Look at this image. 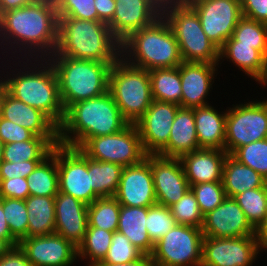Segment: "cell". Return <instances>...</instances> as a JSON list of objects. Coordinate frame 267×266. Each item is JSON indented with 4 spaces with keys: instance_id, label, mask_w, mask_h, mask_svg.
I'll list each match as a JSON object with an SVG mask.
<instances>
[{
    "instance_id": "cell-1",
    "label": "cell",
    "mask_w": 267,
    "mask_h": 266,
    "mask_svg": "<svg viewBox=\"0 0 267 266\" xmlns=\"http://www.w3.org/2000/svg\"><path fill=\"white\" fill-rule=\"evenodd\" d=\"M58 28L59 18L55 0H36L24 7L5 11L0 15V39L2 41L0 44L5 42L4 45H10L8 48L11 50L14 47L15 52L12 51L14 55L24 50L22 60L26 59V56L29 60L30 57L32 60L38 59L39 54L40 59L42 57L46 59L56 51ZM16 48L19 50L16 51Z\"/></svg>"
},
{
    "instance_id": "cell-2",
    "label": "cell",
    "mask_w": 267,
    "mask_h": 266,
    "mask_svg": "<svg viewBox=\"0 0 267 266\" xmlns=\"http://www.w3.org/2000/svg\"><path fill=\"white\" fill-rule=\"evenodd\" d=\"M129 124L107 91L102 96L78 101L65 110L58 127L59 144L79 149L89 138L118 133Z\"/></svg>"
},
{
    "instance_id": "cell-3",
    "label": "cell",
    "mask_w": 267,
    "mask_h": 266,
    "mask_svg": "<svg viewBox=\"0 0 267 266\" xmlns=\"http://www.w3.org/2000/svg\"><path fill=\"white\" fill-rule=\"evenodd\" d=\"M58 18V45L51 56H68L107 63H114L121 57V43L113 36L105 22L72 17Z\"/></svg>"
},
{
    "instance_id": "cell-4",
    "label": "cell",
    "mask_w": 267,
    "mask_h": 266,
    "mask_svg": "<svg viewBox=\"0 0 267 266\" xmlns=\"http://www.w3.org/2000/svg\"><path fill=\"white\" fill-rule=\"evenodd\" d=\"M120 53L125 62L147 71L174 68L183 62L177 39L162 15L122 41Z\"/></svg>"
},
{
    "instance_id": "cell-5",
    "label": "cell",
    "mask_w": 267,
    "mask_h": 266,
    "mask_svg": "<svg viewBox=\"0 0 267 266\" xmlns=\"http://www.w3.org/2000/svg\"><path fill=\"white\" fill-rule=\"evenodd\" d=\"M33 60L36 63L37 61H39L38 63L42 61L41 64L33 63L34 66L40 67L30 68L27 64V62L29 63L27 58V61H24L22 66L25 71L20 69V71H16V73L18 72L17 74L11 75L12 78L11 76H9L10 78L4 76L2 80L6 83L10 95L40 110L59 127L63 121L65 110L60 99L55 70L47 59L42 58L39 60L38 57V60ZM24 64H26V69ZM28 68L29 70L26 71Z\"/></svg>"
},
{
    "instance_id": "cell-6",
    "label": "cell",
    "mask_w": 267,
    "mask_h": 266,
    "mask_svg": "<svg viewBox=\"0 0 267 266\" xmlns=\"http://www.w3.org/2000/svg\"><path fill=\"white\" fill-rule=\"evenodd\" d=\"M47 59L55 70L64 110L78 101L96 98L108 91L109 72L114 63L68 56H50Z\"/></svg>"
},
{
    "instance_id": "cell-7",
    "label": "cell",
    "mask_w": 267,
    "mask_h": 266,
    "mask_svg": "<svg viewBox=\"0 0 267 266\" xmlns=\"http://www.w3.org/2000/svg\"><path fill=\"white\" fill-rule=\"evenodd\" d=\"M108 91L130 124H135L153 102L149 71L121 57L110 68Z\"/></svg>"
},
{
    "instance_id": "cell-8",
    "label": "cell",
    "mask_w": 267,
    "mask_h": 266,
    "mask_svg": "<svg viewBox=\"0 0 267 266\" xmlns=\"http://www.w3.org/2000/svg\"><path fill=\"white\" fill-rule=\"evenodd\" d=\"M177 39L184 62L219 64V48L205 34L196 11L180 0L162 12Z\"/></svg>"
},
{
    "instance_id": "cell-9",
    "label": "cell",
    "mask_w": 267,
    "mask_h": 266,
    "mask_svg": "<svg viewBox=\"0 0 267 266\" xmlns=\"http://www.w3.org/2000/svg\"><path fill=\"white\" fill-rule=\"evenodd\" d=\"M202 228L176 225L154 244L153 266H201Z\"/></svg>"
},
{
    "instance_id": "cell-10",
    "label": "cell",
    "mask_w": 267,
    "mask_h": 266,
    "mask_svg": "<svg viewBox=\"0 0 267 266\" xmlns=\"http://www.w3.org/2000/svg\"><path fill=\"white\" fill-rule=\"evenodd\" d=\"M79 149L91 159L122 167L139 164L147 156L135 124L112 135L89 138Z\"/></svg>"
},
{
    "instance_id": "cell-11",
    "label": "cell",
    "mask_w": 267,
    "mask_h": 266,
    "mask_svg": "<svg viewBox=\"0 0 267 266\" xmlns=\"http://www.w3.org/2000/svg\"><path fill=\"white\" fill-rule=\"evenodd\" d=\"M233 105L227 110L225 151L232 155L239 147L267 139V100Z\"/></svg>"
},
{
    "instance_id": "cell-12",
    "label": "cell",
    "mask_w": 267,
    "mask_h": 266,
    "mask_svg": "<svg viewBox=\"0 0 267 266\" xmlns=\"http://www.w3.org/2000/svg\"><path fill=\"white\" fill-rule=\"evenodd\" d=\"M51 153L57 158L59 192L71 195L87 205L100 197L92 189L88 157L80 149L58 144Z\"/></svg>"
},
{
    "instance_id": "cell-13",
    "label": "cell",
    "mask_w": 267,
    "mask_h": 266,
    "mask_svg": "<svg viewBox=\"0 0 267 266\" xmlns=\"http://www.w3.org/2000/svg\"><path fill=\"white\" fill-rule=\"evenodd\" d=\"M197 13L208 39L219 49L243 17L240 0H185Z\"/></svg>"
},
{
    "instance_id": "cell-14",
    "label": "cell",
    "mask_w": 267,
    "mask_h": 266,
    "mask_svg": "<svg viewBox=\"0 0 267 266\" xmlns=\"http://www.w3.org/2000/svg\"><path fill=\"white\" fill-rule=\"evenodd\" d=\"M259 251L258 236L204 237L201 266H252Z\"/></svg>"
},
{
    "instance_id": "cell-15",
    "label": "cell",
    "mask_w": 267,
    "mask_h": 266,
    "mask_svg": "<svg viewBox=\"0 0 267 266\" xmlns=\"http://www.w3.org/2000/svg\"><path fill=\"white\" fill-rule=\"evenodd\" d=\"M179 105L153 100L135 123L147 155H158L167 145Z\"/></svg>"
},
{
    "instance_id": "cell-16",
    "label": "cell",
    "mask_w": 267,
    "mask_h": 266,
    "mask_svg": "<svg viewBox=\"0 0 267 266\" xmlns=\"http://www.w3.org/2000/svg\"><path fill=\"white\" fill-rule=\"evenodd\" d=\"M120 205L150 207L157 204L150 155L139 164L123 167L114 195Z\"/></svg>"
},
{
    "instance_id": "cell-17",
    "label": "cell",
    "mask_w": 267,
    "mask_h": 266,
    "mask_svg": "<svg viewBox=\"0 0 267 266\" xmlns=\"http://www.w3.org/2000/svg\"><path fill=\"white\" fill-rule=\"evenodd\" d=\"M18 246L32 266H70L77 259V247L56 233L23 238Z\"/></svg>"
},
{
    "instance_id": "cell-18",
    "label": "cell",
    "mask_w": 267,
    "mask_h": 266,
    "mask_svg": "<svg viewBox=\"0 0 267 266\" xmlns=\"http://www.w3.org/2000/svg\"><path fill=\"white\" fill-rule=\"evenodd\" d=\"M157 204L169 207L190 189L179 158L150 155Z\"/></svg>"
},
{
    "instance_id": "cell-19",
    "label": "cell",
    "mask_w": 267,
    "mask_h": 266,
    "mask_svg": "<svg viewBox=\"0 0 267 266\" xmlns=\"http://www.w3.org/2000/svg\"><path fill=\"white\" fill-rule=\"evenodd\" d=\"M202 232L204 237L214 238L258 236L238 203L229 197L204 216Z\"/></svg>"
},
{
    "instance_id": "cell-20",
    "label": "cell",
    "mask_w": 267,
    "mask_h": 266,
    "mask_svg": "<svg viewBox=\"0 0 267 266\" xmlns=\"http://www.w3.org/2000/svg\"><path fill=\"white\" fill-rule=\"evenodd\" d=\"M115 14L108 26L121 43L130 34L151 25L162 12L149 0H115Z\"/></svg>"
},
{
    "instance_id": "cell-21",
    "label": "cell",
    "mask_w": 267,
    "mask_h": 266,
    "mask_svg": "<svg viewBox=\"0 0 267 266\" xmlns=\"http://www.w3.org/2000/svg\"><path fill=\"white\" fill-rule=\"evenodd\" d=\"M88 205L63 192L55 196V233L78 246L85 238Z\"/></svg>"
},
{
    "instance_id": "cell-22",
    "label": "cell",
    "mask_w": 267,
    "mask_h": 266,
    "mask_svg": "<svg viewBox=\"0 0 267 266\" xmlns=\"http://www.w3.org/2000/svg\"><path fill=\"white\" fill-rule=\"evenodd\" d=\"M217 66L218 64L184 61L180 64L181 107L196 108L209 105L205 99L214 82Z\"/></svg>"
},
{
    "instance_id": "cell-23",
    "label": "cell",
    "mask_w": 267,
    "mask_h": 266,
    "mask_svg": "<svg viewBox=\"0 0 267 266\" xmlns=\"http://www.w3.org/2000/svg\"><path fill=\"white\" fill-rule=\"evenodd\" d=\"M225 57L261 86L267 85V45L240 44L231 36L219 49V60Z\"/></svg>"
},
{
    "instance_id": "cell-24",
    "label": "cell",
    "mask_w": 267,
    "mask_h": 266,
    "mask_svg": "<svg viewBox=\"0 0 267 266\" xmlns=\"http://www.w3.org/2000/svg\"><path fill=\"white\" fill-rule=\"evenodd\" d=\"M225 150L199 149L179 158L189 185L222 181Z\"/></svg>"
},
{
    "instance_id": "cell-25",
    "label": "cell",
    "mask_w": 267,
    "mask_h": 266,
    "mask_svg": "<svg viewBox=\"0 0 267 266\" xmlns=\"http://www.w3.org/2000/svg\"><path fill=\"white\" fill-rule=\"evenodd\" d=\"M2 118L13 121L39 137H58V127L40 110L6 94Z\"/></svg>"
},
{
    "instance_id": "cell-26",
    "label": "cell",
    "mask_w": 267,
    "mask_h": 266,
    "mask_svg": "<svg viewBox=\"0 0 267 266\" xmlns=\"http://www.w3.org/2000/svg\"><path fill=\"white\" fill-rule=\"evenodd\" d=\"M199 149L194 108L180 107L172 123L168 145L158 155L167 158H180Z\"/></svg>"
},
{
    "instance_id": "cell-27",
    "label": "cell",
    "mask_w": 267,
    "mask_h": 266,
    "mask_svg": "<svg viewBox=\"0 0 267 266\" xmlns=\"http://www.w3.org/2000/svg\"><path fill=\"white\" fill-rule=\"evenodd\" d=\"M223 113H218V110L211 105L194 108L195 128L200 149L225 150L227 112Z\"/></svg>"
},
{
    "instance_id": "cell-28",
    "label": "cell",
    "mask_w": 267,
    "mask_h": 266,
    "mask_svg": "<svg viewBox=\"0 0 267 266\" xmlns=\"http://www.w3.org/2000/svg\"><path fill=\"white\" fill-rule=\"evenodd\" d=\"M145 223H147V207L120 205L117 231L125 235L143 254L151 255L154 244L148 235Z\"/></svg>"
},
{
    "instance_id": "cell-29",
    "label": "cell",
    "mask_w": 267,
    "mask_h": 266,
    "mask_svg": "<svg viewBox=\"0 0 267 266\" xmlns=\"http://www.w3.org/2000/svg\"><path fill=\"white\" fill-rule=\"evenodd\" d=\"M222 184L226 196L233 198L246 190L264 187L266 179L232 155H227L223 164Z\"/></svg>"
},
{
    "instance_id": "cell-30",
    "label": "cell",
    "mask_w": 267,
    "mask_h": 266,
    "mask_svg": "<svg viewBox=\"0 0 267 266\" xmlns=\"http://www.w3.org/2000/svg\"><path fill=\"white\" fill-rule=\"evenodd\" d=\"M25 204L28 211V237L55 233V197L29 195Z\"/></svg>"
},
{
    "instance_id": "cell-31",
    "label": "cell",
    "mask_w": 267,
    "mask_h": 266,
    "mask_svg": "<svg viewBox=\"0 0 267 266\" xmlns=\"http://www.w3.org/2000/svg\"><path fill=\"white\" fill-rule=\"evenodd\" d=\"M58 144V137L36 135L31 140L4 144L2 161L17 163L27 160H44Z\"/></svg>"
},
{
    "instance_id": "cell-32",
    "label": "cell",
    "mask_w": 267,
    "mask_h": 266,
    "mask_svg": "<svg viewBox=\"0 0 267 266\" xmlns=\"http://www.w3.org/2000/svg\"><path fill=\"white\" fill-rule=\"evenodd\" d=\"M153 100L174 103L181 107L180 65L149 71Z\"/></svg>"
},
{
    "instance_id": "cell-33",
    "label": "cell",
    "mask_w": 267,
    "mask_h": 266,
    "mask_svg": "<svg viewBox=\"0 0 267 266\" xmlns=\"http://www.w3.org/2000/svg\"><path fill=\"white\" fill-rule=\"evenodd\" d=\"M30 195L55 197L59 192L57 158L51 153L27 177Z\"/></svg>"
},
{
    "instance_id": "cell-34",
    "label": "cell",
    "mask_w": 267,
    "mask_h": 266,
    "mask_svg": "<svg viewBox=\"0 0 267 266\" xmlns=\"http://www.w3.org/2000/svg\"><path fill=\"white\" fill-rule=\"evenodd\" d=\"M123 167L119 164L97 161L88 157V174L92 189L100 197L115 195Z\"/></svg>"
},
{
    "instance_id": "cell-35",
    "label": "cell",
    "mask_w": 267,
    "mask_h": 266,
    "mask_svg": "<svg viewBox=\"0 0 267 266\" xmlns=\"http://www.w3.org/2000/svg\"><path fill=\"white\" fill-rule=\"evenodd\" d=\"M120 204L112 197H99L88 205L87 227H96L109 232L118 229Z\"/></svg>"
},
{
    "instance_id": "cell-36",
    "label": "cell",
    "mask_w": 267,
    "mask_h": 266,
    "mask_svg": "<svg viewBox=\"0 0 267 266\" xmlns=\"http://www.w3.org/2000/svg\"><path fill=\"white\" fill-rule=\"evenodd\" d=\"M243 210L247 220L258 231L267 221V189L246 190L233 197Z\"/></svg>"
},
{
    "instance_id": "cell-37",
    "label": "cell",
    "mask_w": 267,
    "mask_h": 266,
    "mask_svg": "<svg viewBox=\"0 0 267 266\" xmlns=\"http://www.w3.org/2000/svg\"><path fill=\"white\" fill-rule=\"evenodd\" d=\"M113 233L96 227H87L85 238L77 248L78 259H90L88 266H94L104 260L111 246Z\"/></svg>"
},
{
    "instance_id": "cell-38",
    "label": "cell",
    "mask_w": 267,
    "mask_h": 266,
    "mask_svg": "<svg viewBox=\"0 0 267 266\" xmlns=\"http://www.w3.org/2000/svg\"><path fill=\"white\" fill-rule=\"evenodd\" d=\"M5 220L8 222L11 234L20 241L28 237V211L25 200L2 198Z\"/></svg>"
},
{
    "instance_id": "cell-39",
    "label": "cell",
    "mask_w": 267,
    "mask_h": 266,
    "mask_svg": "<svg viewBox=\"0 0 267 266\" xmlns=\"http://www.w3.org/2000/svg\"><path fill=\"white\" fill-rule=\"evenodd\" d=\"M232 156L267 180V139L241 146Z\"/></svg>"
},
{
    "instance_id": "cell-40",
    "label": "cell",
    "mask_w": 267,
    "mask_h": 266,
    "mask_svg": "<svg viewBox=\"0 0 267 266\" xmlns=\"http://www.w3.org/2000/svg\"><path fill=\"white\" fill-rule=\"evenodd\" d=\"M172 216L178 225L202 228L204 216L191 189L176 203L169 206Z\"/></svg>"
},
{
    "instance_id": "cell-41",
    "label": "cell",
    "mask_w": 267,
    "mask_h": 266,
    "mask_svg": "<svg viewBox=\"0 0 267 266\" xmlns=\"http://www.w3.org/2000/svg\"><path fill=\"white\" fill-rule=\"evenodd\" d=\"M145 224L153 244L177 225L170 208L159 204L147 207V223Z\"/></svg>"
},
{
    "instance_id": "cell-42",
    "label": "cell",
    "mask_w": 267,
    "mask_h": 266,
    "mask_svg": "<svg viewBox=\"0 0 267 266\" xmlns=\"http://www.w3.org/2000/svg\"><path fill=\"white\" fill-rule=\"evenodd\" d=\"M190 189L196 197L203 216L218 207L227 197L222 181L199 183L191 185Z\"/></svg>"
},
{
    "instance_id": "cell-43",
    "label": "cell",
    "mask_w": 267,
    "mask_h": 266,
    "mask_svg": "<svg viewBox=\"0 0 267 266\" xmlns=\"http://www.w3.org/2000/svg\"><path fill=\"white\" fill-rule=\"evenodd\" d=\"M232 37L240 44L267 45V24L242 17L237 23Z\"/></svg>"
},
{
    "instance_id": "cell-44",
    "label": "cell",
    "mask_w": 267,
    "mask_h": 266,
    "mask_svg": "<svg viewBox=\"0 0 267 266\" xmlns=\"http://www.w3.org/2000/svg\"><path fill=\"white\" fill-rule=\"evenodd\" d=\"M142 255L143 253L138 250L125 235L116 231L113 233L111 246L103 261L107 263L124 264L140 258Z\"/></svg>"
},
{
    "instance_id": "cell-45",
    "label": "cell",
    "mask_w": 267,
    "mask_h": 266,
    "mask_svg": "<svg viewBox=\"0 0 267 266\" xmlns=\"http://www.w3.org/2000/svg\"><path fill=\"white\" fill-rule=\"evenodd\" d=\"M58 17L98 21L94 0H55Z\"/></svg>"
},
{
    "instance_id": "cell-46",
    "label": "cell",
    "mask_w": 267,
    "mask_h": 266,
    "mask_svg": "<svg viewBox=\"0 0 267 266\" xmlns=\"http://www.w3.org/2000/svg\"><path fill=\"white\" fill-rule=\"evenodd\" d=\"M34 136L30 130L0 116V139L3 144L31 140Z\"/></svg>"
},
{
    "instance_id": "cell-47",
    "label": "cell",
    "mask_w": 267,
    "mask_h": 266,
    "mask_svg": "<svg viewBox=\"0 0 267 266\" xmlns=\"http://www.w3.org/2000/svg\"><path fill=\"white\" fill-rule=\"evenodd\" d=\"M42 161L27 160L17 163L2 161L0 163V179L27 178Z\"/></svg>"
},
{
    "instance_id": "cell-48",
    "label": "cell",
    "mask_w": 267,
    "mask_h": 266,
    "mask_svg": "<svg viewBox=\"0 0 267 266\" xmlns=\"http://www.w3.org/2000/svg\"><path fill=\"white\" fill-rule=\"evenodd\" d=\"M29 195L27 178L0 179V197L25 200Z\"/></svg>"
},
{
    "instance_id": "cell-49",
    "label": "cell",
    "mask_w": 267,
    "mask_h": 266,
    "mask_svg": "<svg viewBox=\"0 0 267 266\" xmlns=\"http://www.w3.org/2000/svg\"><path fill=\"white\" fill-rule=\"evenodd\" d=\"M243 17L267 24V0H240Z\"/></svg>"
},
{
    "instance_id": "cell-50",
    "label": "cell",
    "mask_w": 267,
    "mask_h": 266,
    "mask_svg": "<svg viewBox=\"0 0 267 266\" xmlns=\"http://www.w3.org/2000/svg\"><path fill=\"white\" fill-rule=\"evenodd\" d=\"M0 266H32V264L20 247L16 246L0 257Z\"/></svg>"
},
{
    "instance_id": "cell-51",
    "label": "cell",
    "mask_w": 267,
    "mask_h": 266,
    "mask_svg": "<svg viewBox=\"0 0 267 266\" xmlns=\"http://www.w3.org/2000/svg\"><path fill=\"white\" fill-rule=\"evenodd\" d=\"M98 21L108 24L115 14V0H94Z\"/></svg>"
},
{
    "instance_id": "cell-52",
    "label": "cell",
    "mask_w": 267,
    "mask_h": 266,
    "mask_svg": "<svg viewBox=\"0 0 267 266\" xmlns=\"http://www.w3.org/2000/svg\"><path fill=\"white\" fill-rule=\"evenodd\" d=\"M0 238L6 240L12 247L18 246L19 241L11 234L9 224L5 220L2 197H0Z\"/></svg>"
},
{
    "instance_id": "cell-53",
    "label": "cell",
    "mask_w": 267,
    "mask_h": 266,
    "mask_svg": "<svg viewBox=\"0 0 267 266\" xmlns=\"http://www.w3.org/2000/svg\"><path fill=\"white\" fill-rule=\"evenodd\" d=\"M94 266H153V262L150 255L143 254L140 258L124 264L107 263L102 260L96 263Z\"/></svg>"
},
{
    "instance_id": "cell-54",
    "label": "cell",
    "mask_w": 267,
    "mask_h": 266,
    "mask_svg": "<svg viewBox=\"0 0 267 266\" xmlns=\"http://www.w3.org/2000/svg\"><path fill=\"white\" fill-rule=\"evenodd\" d=\"M36 0H0V15L8 10L24 7Z\"/></svg>"
},
{
    "instance_id": "cell-55",
    "label": "cell",
    "mask_w": 267,
    "mask_h": 266,
    "mask_svg": "<svg viewBox=\"0 0 267 266\" xmlns=\"http://www.w3.org/2000/svg\"><path fill=\"white\" fill-rule=\"evenodd\" d=\"M258 237H259V247L260 251L267 249V221L266 223L258 230Z\"/></svg>"
},
{
    "instance_id": "cell-56",
    "label": "cell",
    "mask_w": 267,
    "mask_h": 266,
    "mask_svg": "<svg viewBox=\"0 0 267 266\" xmlns=\"http://www.w3.org/2000/svg\"><path fill=\"white\" fill-rule=\"evenodd\" d=\"M153 3L161 12L171 7L173 4L178 3L180 0H149Z\"/></svg>"
},
{
    "instance_id": "cell-57",
    "label": "cell",
    "mask_w": 267,
    "mask_h": 266,
    "mask_svg": "<svg viewBox=\"0 0 267 266\" xmlns=\"http://www.w3.org/2000/svg\"><path fill=\"white\" fill-rule=\"evenodd\" d=\"M8 93L6 83L0 79V116L2 114V108L5 100V96Z\"/></svg>"
},
{
    "instance_id": "cell-58",
    "label": "cell",
    "mask_w": 267,
    "mask_h": 266,
    "mask_svg": "<svg viewBox=\"0 0 267 266\" xmlns=\"http://www.w3.org/2000/svg\"><path fill=\"white\" fill-rule=\"evenodd\" d=\"M12 246L4 239L0 238V257L6 254Z\"/></svg>"
},
{
    "instance_id": "cell-59",
    "label": "cell",
    "mask_w": 267,
    "mask_h": 266,
    "mask_svg": "<svg viewBox=\"0 0 267 266\" xmlns=\"http://www.w3.org/2000/svg\"><path fill=\"white\" fill-rule=\"evenodd\" d=\"M4 144L0 139V163L2 162Z\"/></svg>"
}]
</instances>
